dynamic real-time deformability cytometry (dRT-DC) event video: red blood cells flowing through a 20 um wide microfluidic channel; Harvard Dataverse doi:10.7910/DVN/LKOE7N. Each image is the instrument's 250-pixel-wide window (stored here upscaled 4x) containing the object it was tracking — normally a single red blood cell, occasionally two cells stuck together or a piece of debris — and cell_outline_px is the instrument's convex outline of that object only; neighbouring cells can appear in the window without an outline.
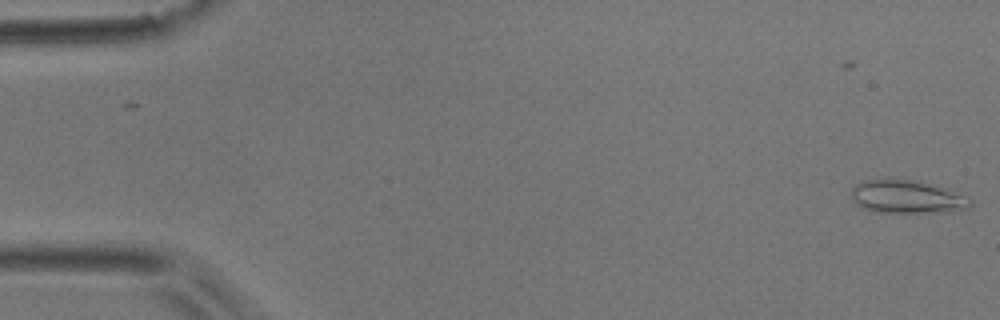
{"species": "common noctule bat (a hibernating species)", "species_latin": "Nyctalus noctula", "temperature_condition": "room temperature", "stored_images_in_passage": 51, "camera_frame_rate_fps": 3000, "um_per_image_px": 0.085, "animal": {"sex": "male", "body_mass_g": 17.9}, "frame": {"image": 1, "passage_image": 1, "time_ms": 0.0, "image_size_px": [1000, 320], "cell_outline_px": [[972, 204], [968, 208], [952, 212], [872, 212], [864, 208], [852, 200], [852, 188], [856, 184], [864, 180], [908, 180], [928, 184], [964, 196], [972, 200]], "centroid_in_image_um": [77.06, 16.76], "position_along_channel_um": 7.9, "area_um2": 22.31}}
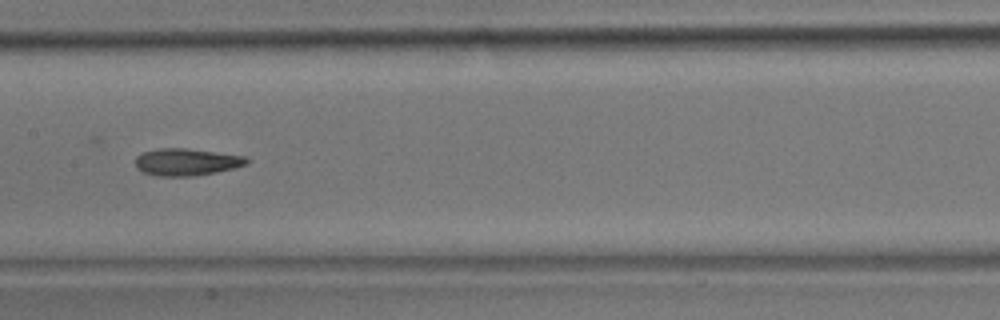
{"frame": {"image": 2, "passage_image": 25, "time_ms": 8.0, "image_size_px": [1000, 320], "cell_outline_px": [[248, 164], [216, 172], [192, 176], [156, 176], [144, 172], [136, 168], [136, 156], [140, 152], [160, 148], [184, 148], [248, 156]], "centroid_in_image_um": [15.84, 13.76], "position_along_channel_um": 191.6, "area_um2": 17.63}}
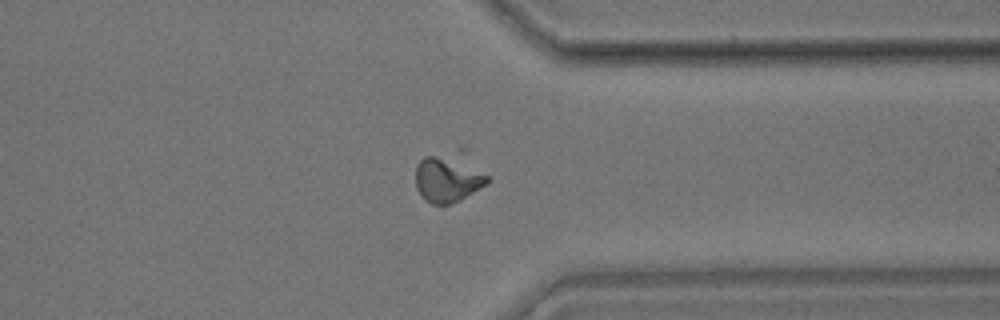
{"frame": {"image": 3, "passage_image": 39, "time_ms": 12.667, "image_size_px": [1000, 320], "cell_outline_px": [[492, 180], [488, 184], [460, 200], [452, 204], [432, 204], [424, 200], [416, 188], [416, 164], [424, 156], [436, 156], [488, 176]], "centroid_in_image_um": [37.95, 15.36], "position_along_channel_um": 373.4, "area_um2": 17.86}, "authors_computed_cell_mechanics": {"area_um2": 17.3978, "velocity_mm_per_s": 3.963, "shape_relaxation_time_tau1_ms": null, "shape_relaxation_time_tau2_ms": 5.5112, "deformation_change_tau1": null, "deformation_change_tau2": 0.1193}}